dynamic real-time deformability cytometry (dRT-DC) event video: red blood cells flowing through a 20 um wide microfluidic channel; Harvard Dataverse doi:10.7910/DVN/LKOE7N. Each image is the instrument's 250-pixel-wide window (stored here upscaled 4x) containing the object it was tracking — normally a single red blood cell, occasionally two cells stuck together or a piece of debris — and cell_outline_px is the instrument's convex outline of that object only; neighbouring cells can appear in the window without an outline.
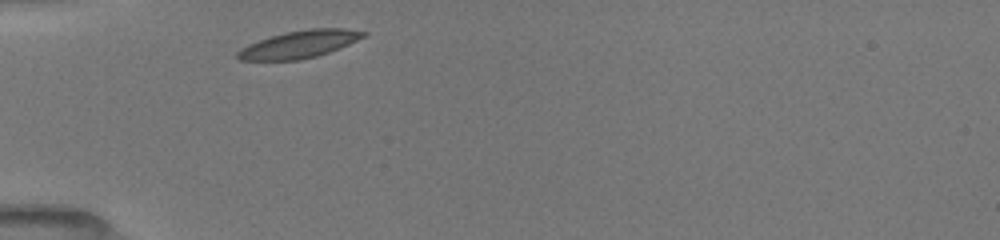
{"species": "common noctule bat (a hibernating species)", "species_latin": "Nyctalus noctula", "temperature_condition": "room temperature", "stored_images_in_passage": 12, "camera_frame_rate_fps": 3000, "um_per_image_px": 0.085, "animal": {"sex": "female", "body_mass_g": 19.5, "forearm_length_mm": 54.1}, "frame": {"image": 1, "passage_image": 1, "time_ms": 0.0, "image_size_px": [1000, 240], "cell_outline_px": [[368, 36], [340, 48], [316, 56], [300, 60], [236, 60], [236, 52], [240, 48], [248, 44], [272, 36], [288, 32], [308, 28], [344, 28], [368, 32]], "centroid_in_image_um": [25.47, 3.76], "position_along_channel_um": 59.5, "area_um2": 20.17}}
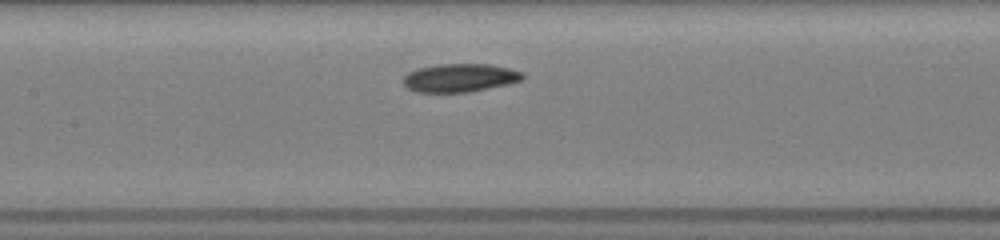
{"frame": {"image": 2, "passage_image": 7, "time_ms": 3.0, "image_size_px": [1000, 240], "cell_outline_px": [[524, 76], [520, 80], [508, 84], [468, 92], [416, 92], [408, 88], [404, 84], [404, 76], [408, 72], [420, 68], [440, 64], [488, 64], [508, 68], [524, 72]], "centroid_in_image_um": [39.09, 6.61], "position_along_channel_um": 168.3, "area_um2": 19.48}}
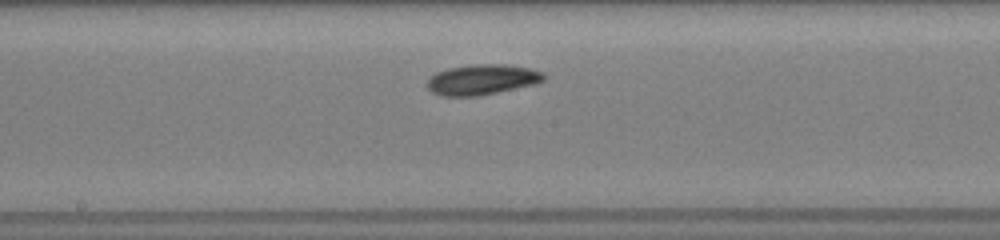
{"frame": {"image": 3, "passage_image": 10, "time_ms": 4.0, "image_size_px": [1000, 240], "cell_outline_px": [[548, 76], [544, 80], [532, 84], [480, 96], [440, 96], [432, 92], [424, 84], [436, 72], [448, 68], [472, 64], [504, 64], [528, 68], [544, 72]], "centroid_in_image_um": [40.95, 6.76], "position_along_channel_um": 207.3, "area_um2": 20.69}}